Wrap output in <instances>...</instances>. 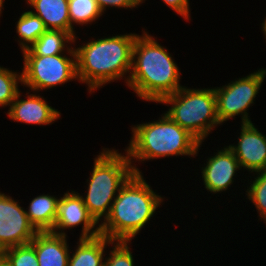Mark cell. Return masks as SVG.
Returning <instances> with one entry per match:
<instances>
[{
	"label": "cell",
	"mask_w": 266,
	"mask_h": 266,
	"mask_svg": "<svg viewBox=\"0 0 266 266\" xmlns=\"http://www.w3.org/2000/svg\"><path fill=\"white\" fill-rule=\"evenodd\" d=\"M59 198L60 196L49 195V193L40 194L34 197L30 201L28 208L25 209L29 222L38 232L51 231L53 229Z\"/></svg>",
	"instance_id": "obj_18"
},
{
	"label": "cell",
	"mask_w": 266,
	"mask_h": 266,
	"mask_svg": "<svg viewBox=\"0 0 266 266\" xmlns=\"http://www.w3.org/2000/svg\"><path fill=\"white\" fill-rule=\"evenodd\" d=\"M266 78V69L231 80L230 83L214 87L216 95L217 116L223 125L236 116L241 117V124L253 123L249 116V107L255 104V98Z\"/></svg>",
	"instance_id": "obj_8"
},
{
	"label": "cell",
	"mask_w": 266,
	"mask_h": 266,
	"mask_svg": "<svg viewBox=\"0 0 266 266\" xmlns=\"http://www.w3.org/2000/svg\"><path fill=\"white\" fill-rule=\"evenodd\" d=\"M30 11L37 15L47 29L70 33L68 0H24Z\"/></svg>",
	"instance_id": "obj_16"
},
{
	"label": "cell",
	"mask_w": 266,
	"mask_h": 266,
	"mask_svg": "<svg viewBox=\"0 0 266 266\" xmlns=\"http://www.w3.org/2000/svg\"><path fill=\"white\" fill-rule=\"evenodd\" d=\"M77 240L74 251L71 250L68 266H104V259L107 255L105 250L108 246L111 247L113 240L101 234Z\"/></svg>",
	"instance_id": "obj_15"
},
{
	"label": "cell",
	"mask_w": 266,
	"mask_h": 266,
	"mask_svg": "<svg viewBox=\"0 0 266 266\" xmlns=\"http://www.w3.org/2000/svg\"><path fill=\"white\" fill-rule=\"evenodd\" d=\"M143 173H133L120 188L110 212L100 224V234L110 240L132 241L164 204ZM152 217V218H151Z\"/></svg>",
	"instance_id": "obj_3"
},
{
	"label": "cell",
	"mask_w": 266,
	"mask_h": 266,
	"mask_svg": "<svg viewBox=\"0 0 266 266\" xmlns=\"http://www.w3.org/2000/svg\"><path fill=\"white\" fill-rule=\"evenodd\" d=\"M15 24L21 52L28 49L47 30L44 22L30 10L23 11Z\"/></svg>",
	"instance_id": "obj_20"
},
{
	"label": "cell",
	"mask_w": 266,
	"mask_h": 266,
	"mask_svg": "<svg viewBox=\"0 0 266 266\" xmlns=\"http://www.w3.org/2000/svg\"><path fill=\"white\" fill-rule=\"evenodd\" d=\"M22 58L24 62L20 86L26 87L28 91H47L71 81L78 82L76 54L22 55Z\"/></svg>",
	"instance_id": "obj_7"
},
{
	"label": "cell",
	"mask_w": 266,
	"mask_h": 266,
	"mask_svg": "<svg viewBox=\"0 0 266 266\" xmlns=\"http://www.w3.org/2000/svg\"><path fill=\"white\" fill-rule=\"evenodd\" d=\"M19 91L15 100L11 103L7 111V116L10 120L20 122L21 124L46 126L52 125L61 117V112L58 109L50 106L46 98L40 95L39 92L34 94L26 90V95ZM24 96L25 98H21Z\"/></svg>",
	"instance_id": "obj_13"
},
{
	"label": "cell",
	"mask_w": 266,
	"mask_h": 266,
	"mask_svg": "<svg viewBox=\"0 0 266 266\" xmlns=\"http://www.w3.org/2000/svg\"><path fill=\"white\" fill-rule=\"evenodd\" d=\"M127 153L134 173H142L136 166L144 161L172 156H198L203 142H199L186 129L173 121L165 112L158 120L132 125Z\"/></svg>",
	"instance_id": "obj_4"
},
{
	"label": "cell",
	"mask_w": 266,
	"mask_h": 266,
	"mask_svg": "<svg viewBox=\"0 0 266 266\" xmlns=\"http://www.w3.org/2000/svg\"><path fill=\"white\" fill-rule=\"evenodd\" d=\"M0 266H9L5 259L0 255Z\"/></svg>",
	"instance_id": "obj_28"
},
{
	"label": "cell",
	"mask_w": 266,
	"mask_h": 266,
	"mask_svg": "<svg viewBox=\"0 0 266 266\" xmlns=\"http://www.w3.org/2000/svg\"><path fill=\"white\" fill-rule=\"evenodd\" d=\"M74 37L63 30L47 29L22 55L76 54ZM66 51V52H65Z\"/></svg>",
	"instance_id": "obj_17"
},
{
	"label": "cell",
	"mask_w": 266,
	"mask_h": 266,
	"mask_svg": "<svg viewBox=\"0 0 266 266\" xmlns=\"http://www.w3.org/2000/svg\"><path fill=\"white\" fill-rule=\"evenodd\" d=\"M238 143L227 145L234 153L241 168L249 174L266 170V135L253 124H241Z\"/></svg>",
	"instance_id": "obj_12"
},
{
	"label": "cell",
	"mask_w": 266,
	"mask_h": 266,
	"mask_svg": "<svg viewBox=\"0 0 266 266\" xmlns=\"http://www.w3.org/2000/svg\"><path fill=\"white\" fill-rule=\"evenodd\" d=\"M159 104L171 106L165 113L199 142L220 126L214 88L182 86L174 94L165 96Z\"/></svg>",
	"instance_id": "obj_6"
},
{
	"label": "cell",
	"mask_w": 266,
	"mask_h": 266,
	"mask_svg": "<svg viewBox=\"0 0 266 266\" xmlns=\"http://www.w3.org/2000/svg\"><path fill=\"white\" fill-rule=\"evenodd\" d=\"M145 1L142 0V3H145ZM162 2L184 20L191 21L190 0H162Z\"/></svg>",
	"instance_id": "obj_26"
},
{
	"label": "cell",
	"mask_w": 266,
	"mask_h": 266,
	"mask_svg": "<svg viewBox=\"0 0 266 266\" xmlns=\"http://www.w3.org/2000/svg\"><path fill=\"white\" fill-rule=\"evenodd\" d=\"M93 159L83 198L89 214L100 225L108 216L120 188L134 173L126 152L102 148Z\"/></svg>",
	"instance_id": "obj_5"
},
{
	"label": "cell",
	"mask_w": 266,
	"mask_h": 266,
	"mask_svg": "<svg viewBox=\"0 0 266 266\" xmlns=\"http://www.w3.org/2000/svg\"><path fill=\"white\" fill-rule=\"evenodd\" d=\"M5 0H0V17L2 16L1 14L3 13L2 10H4V4Z\"/></svg>",
	"instance_id": "obj_29"
},
{
	"label": "cell",
	"mask_w": 266,
	"mask_h": 266,
	"mask_svg": "<svg viewBox=\"0 0 266 266\" xmlns=\"http://www.w3.org/2000/svg\"><path fill=\"white\" fill-rule=\"evenodd\" d=\"M37 233L19 200L0 191V253L10 247L29 244Z\"/></svg>",
	"instance_id": "obj_9"
},
{
	"label": "cell",
	"mask_w": 266,
	"mask_h": 266,
	"mask_svg": "<svg viewBox=\"0 0 266 266\" xmlns=\"http://www.w3.org/2000/svg\"><path fill=\"white\" fill-rule=\"evenodd\" d=\"M261 28H262L261 30L263 32V35L265 36V39H266V17H265V19L263 20V22L261 24Z\"/></svg>",
	"instance_id": "obj_27"
},
{
	"label": "cell",
	"mask_w": 266,
	"mask_h": 266,
	"mask_svg": "<svg viewBox=\"0 0 266 266\" xmlns=\"http://www.w3.org/2000/svg\"><path fill=\"white\" fill-rule=\"evenodd\" d=\"M71 191V192H69ZM57 202V214L53 229L57 235L68 236L67 229L82 225L79 238H92L100 235V225L89 214L80 193L69 190ZM66 230V231H65Z\"/></svg>",
	"instance_id": "obj_10"
},
{
	"label": "cell",
	"mask_w": 266,
	"mask_h": 266,
	"mask_svg": "<svg viewBox=\"0 0 266 266\" xmlns=\"http://www.w3.org/2000/svg\"><path fill=\"white\" fill-rule=\"evenodd\" d=\"M208 156L201 167L204 188L212 194H221L229 190L234 183L237 171L243 170L234 153L224 146Z\"/></svg>",
	"instance_id": "obj_11"
},
{
	"label": "cell",
	"mask_w": 266,
	"mask_h": 266,
	"mask_svg": "<svg viewBox=\"0 0 266 266\" xmlns=\"http://www.w3.org/2000/svg\"><path fill=\"white\" fill-rule=\"evenodd\" d=\"M68 11L70 18V34L74 37L75 45L77 43L76 40L79 38L76 30H74L75 26L92 25L103 15L95 0H68Z\"/></svg>",
	"instance_id": "obj_19"
},
{
	"label": "cell",
	"mask_w": 266,
	"mask_h": 266,
	"mask_svg": "<svg viewBox=\"0 0 266 266\" xmlns=\"http://www.w3.org/2000/svg\"><path fill=\"white\" fill-rule=\"evenodd\" d=\"M67 238L50 231L38 232L30 244L35 248L39 266H68L71 249Z\"/></svg>",
	"instance_id": "obj_14"
},
{
	"label": "cell",
	"mask_w": 266,
	"mask_h": 266,
	"mask_svg": "<svg viewBox=\"0 0 266 266\" xmlns=\"http://www.w3.org/2000/svg\"><path fill=\"white\" fill-rule=\"evenodd\" d=\"M19 83L22 84V72L10 70L0 66V107H10L20 91ZM6 106V107H5Z\"/></svg>",
	"instance_id": "obj_22"
},
{
	"label": "cell",
	"mask_w": 266,
	"mask_h": 266,
	"mask_svg": "<svg viewBox=\"0 0 266 266\" xmlns=\"http://www.w3.org/2000/svg\"><path fill=\"white\" fill-rule=\"evenodd\" d=\"M157 37L146 29L137 35L132 51V66L127 82L142 101L159 103L165 96L174 94L180 84L181 69Z\"/></svg>",
	"instance_id": "obj_1"
},
{
	"label": "cell",
	"mask_w": 266,
	"mask_h": 266,
	"mask_svg": "<svg viewBox=\"0 0 266 266\" xmlns=\"http://www.w3.org/2000/svg\"><path fill=\"white\" fill-rule=\"evenodd\" d=\"M137 35L126 33L97 39L91 37L83 45L74 46L78 82L87 85L89 94L120 79L127 85Z\"/></svg>",
	"instance_id": "obj_2"
},
{
	"label": "cell",
	"mask_w": 266,
	"mask_h": 266,
	"mask_svg": "<svg viewBox=\"0 0 266 266\" xmlns=\"http://www.w3.org/2000/svg\"><path fill=\"white\" fill-rule=\"evenodd\" d=\"M0 255L9 266H39L35 248L30 243L7 248Z\"/></svg>",
	"instance_id": "obj_23"
},
{
	"label": "cell",
	"mask_w": 266,
	"mask_h": 266,
	"mask_svg": "<svg viewBox=\"0 0 266 266\" xmlns=\"http://www.w3.org/2000/svg\"><path fill=\"white\" fill-rule=\"evenodd\" d=\"M131 241L113 240L111 250L104 259V266H134V256L130 249Z\"/></svg>",
	"instance_id": "obj_24"
},
{
	"label": "cell",
	"mask_w": 266,
	"mask_h": 266,
	"mask_svg": "<svg viewBox=\"0 0 266 266\" xmlns=\"http://www.w3.org/2000/svg\"><path fill=\"white\" fill-rule=\"evenodd\" d=\"M252 176L250 183L247 181L249 185H247V189H245V195H247V200H249L252 205L255 206L258 217V220L261 219L266 224V170L256 171ZM256 175V176H255Z\"/></svg>",
	"instance_id": "obj_21"
},
{
	"label": "cell",
	"mask_w": 266,
	"mask_h": 266,
	"mask_svg": "<svg viewBox=\"0 0 266 266\" xmlns=\"http://www.w3.org/2000/svg\"><path fill=\"white\" fill-rule=\"evenodd\" d=\"M98 4V7L104 14L107 9L119 8V9H131L138 8L142 3V0H95Z\"/></svg>",
	"instance_id": "obj_25"
}]
</instances>
